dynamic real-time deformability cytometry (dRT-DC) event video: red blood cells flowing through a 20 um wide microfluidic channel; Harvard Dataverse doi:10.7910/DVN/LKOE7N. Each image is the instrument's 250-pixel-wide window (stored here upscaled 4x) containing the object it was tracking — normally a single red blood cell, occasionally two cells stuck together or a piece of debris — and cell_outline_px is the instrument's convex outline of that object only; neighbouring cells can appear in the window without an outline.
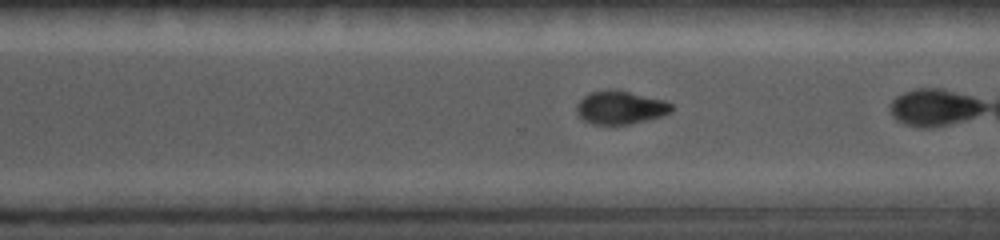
{"species": "common noctule bat (a hibernating species)", "species_latin": "Nyctalus noctula", "temperature_condition": "cold", "stored_images_in_passage": 25, "camera_frame_rate_fps": 5000, "um_per_image_px": 0.085, "animal": {"sex": "female", "body_mass_g": 19.0, "forearm_length_mm": 56.7}, "frame": {"image": 1, "passage_image": 18, "time_ms": 6.6, "image_size_px": [1000, 240], "cell_outline_px": [[676, 108], [672, 112], [660, 116], [628, 124], [592, 124], [584, 120], [576, 112], [576, 104], [584, 96], [592, 92], [608, 88], [616, 88], [664, 100], [672, 104]], "centroid_in_image_um": [52.74, 9.11], "position_along_channel_um": 317.9, "area_um2": 18.55}}